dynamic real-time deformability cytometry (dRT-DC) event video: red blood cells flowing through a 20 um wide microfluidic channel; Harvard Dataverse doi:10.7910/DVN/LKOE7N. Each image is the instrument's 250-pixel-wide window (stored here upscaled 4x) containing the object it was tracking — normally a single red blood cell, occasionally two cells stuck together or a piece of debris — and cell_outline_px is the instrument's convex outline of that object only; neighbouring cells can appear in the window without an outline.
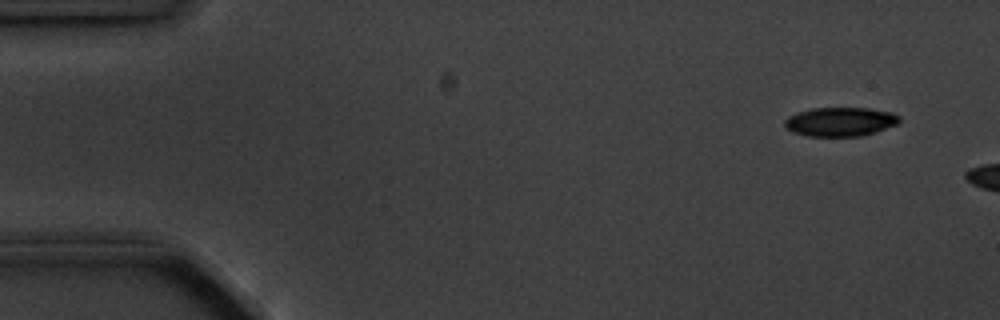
{"species": "common noctule bat (a hibernating species)", "species_latin": "Nyctalus noctula", "temperature_condition": "cold", "stored_images_in_passage": 3, "camera_frame_rate_fps": 3000, "um_per_image_px": 0.085, "animal": {"sex": "male", "body_mass_g": 20.1, "forearm_length_mm": 53.5}, "frame": {"image": 1, "passage_image": 1, "time_ms": 0.0, "image_size_px": [1000, 320], "cell_outline_px": [[900, 120], [896, 124], [876, 132], [860, 136], [808, 136], [792, 132], [784, 124], [784, 120], [788, 116], [812, 108], [868, 108], [892, 112], [900, 116]], "centroid_in_image_um": [71.43, 10.34], "position_along_channel_um": 13.6, "area_um2": 19.31}}